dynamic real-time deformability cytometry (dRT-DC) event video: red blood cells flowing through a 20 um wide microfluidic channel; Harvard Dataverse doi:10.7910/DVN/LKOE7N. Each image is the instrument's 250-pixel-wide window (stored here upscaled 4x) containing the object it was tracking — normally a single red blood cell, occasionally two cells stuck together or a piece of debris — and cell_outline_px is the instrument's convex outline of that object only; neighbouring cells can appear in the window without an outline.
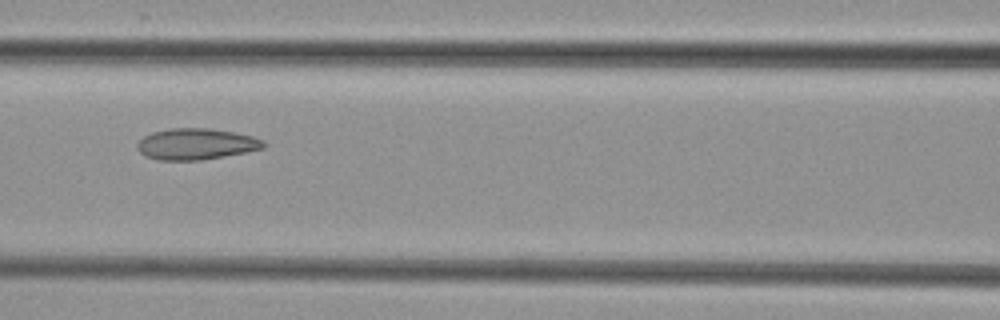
{"species": "common noctule bat (a hibernating species)", "species_latin": "Nyctalus noctula", "temperature_condition": "cold", "stored_images_in_passage": 5, "camera_frame_rate_fps": 3000, "um_per_image_px": 0.085, "animal": {"sex": "female", "body_mass_g": 29.2, "forearm_length_mm": 56.3}, "frame": {"image": 1, "passage_image": 3, "time_ms": 2.333, "image_size_px": [1000, 320], "cell_outline_px": [[268, 144], [264, 148], [244, 152], [200, 160], [160, 160], [144, 156], [136, 148], [136, 144], [144, 136], [152, 132], [168, 128], [208, 128], [232, 132], [252, 136], [264, 140]], "centroid_in_image_um": [16.65, 12.24], "position_along_channel_um": 150.0, "area_um2": 22.95}}
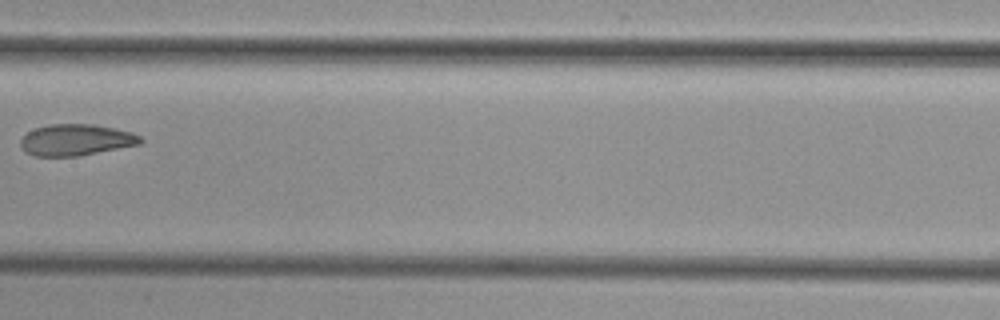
{"frame": {"image": 2, "passage_image": 4, "time_ms": 3.667, "image_size_px": [1000, 320], "cell_outline_px": [[144, 140], [140, 144], [76, 156], [36, 156], [24, 152], [20, 144], [20, 140], [28, 132], [36, 128], [48, 124], [92, 124], [132, 132], [140, 136]], "centroid_in_image_um": [6.44, 11.89], "position_along_channel_um": 201.0, "area_um2": 21.73}}
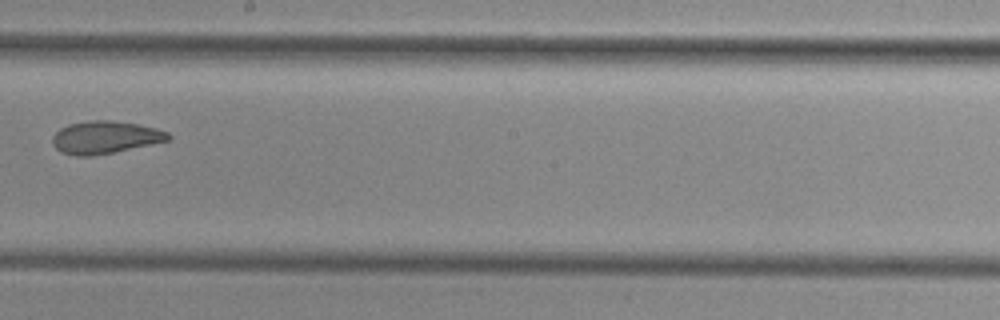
{"frame": {"image": 3, "passage_image": 5, "time_ms": 4.667, "image_size_px": [1000, 320], "cell_outline_px": [[172, 136], [168, 140], [112, 152], [92, 156], [76, 156], [60, 152], [52, 144], [52, 136], [60, 128], [68, 124], [88, 120], [112, 120], [136, 124], [156, 128], [168, 132]], "centroid_in_image_um": [8.88, 11.66], "position_along_channel_um": 239.3, "area_um2": 21.85}}